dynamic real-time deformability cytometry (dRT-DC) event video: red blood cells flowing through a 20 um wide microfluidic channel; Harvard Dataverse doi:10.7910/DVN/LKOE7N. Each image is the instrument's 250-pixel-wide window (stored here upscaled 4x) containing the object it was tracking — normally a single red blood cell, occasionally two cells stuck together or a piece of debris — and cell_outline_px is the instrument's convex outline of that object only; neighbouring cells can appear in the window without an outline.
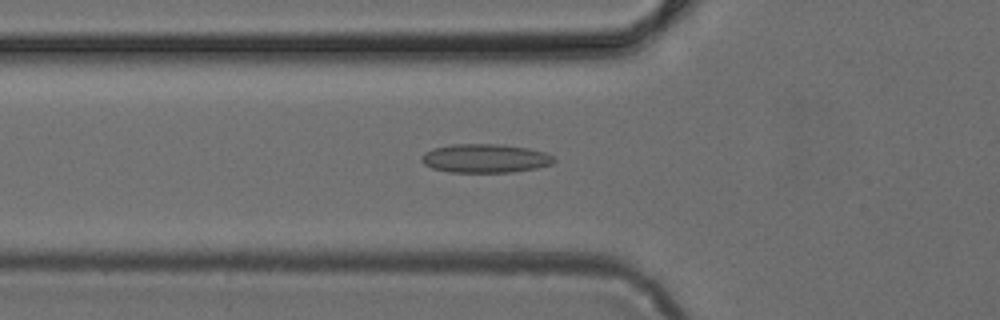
{"species": "common noctule bat (a hibernating species)", "species_latin": "Nyctalus noctula", "temperature_condition": "cold", "stored_images_in_passage": 44, "camera_frame_rate_fps": 3000, "um_per_image_px": 0.085, "animal": {"sex": "female", "body_mass_g": 24.6, "forearm_length_mm": 56.2}, "frame": {"image": 1, "passage_image": 13, "time_ms": 4.0, "image_size_px": [1000, 320], "cell_outline_px": [[556, 160], [552, 164], [536, 168], [512, 172], [448, 172], [432, 168], [424, 164], [420, 160], [420, 156], [424, 152], [432, 148], [452, 144], [496, 144], [528, 148], [544, 152], [552, 156]], "centroid_in_image_um": [41.19, 13.46], "position_along_channel_um": 84.6, "area_um2": 22.25}}
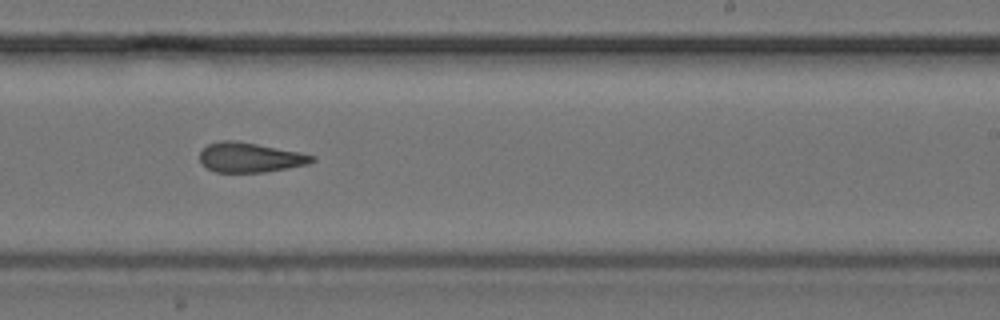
{"frame": {"image": 2, "passage_image": 26, "time_ms": 8.333, "image_size_px": [1000, 320], "cell_outline_px": [[316, 160], [308, 164], [288, 168], [264, 172], [216, 172], [200, 164], [200, 152], [208, 144], [220, 140], [236, 140], [300, 152], [316, 156]], "centroid_in_image_um": [21.25, 13.38], "position_along_channel_um": 267.7, "area_um2": 19.54}}
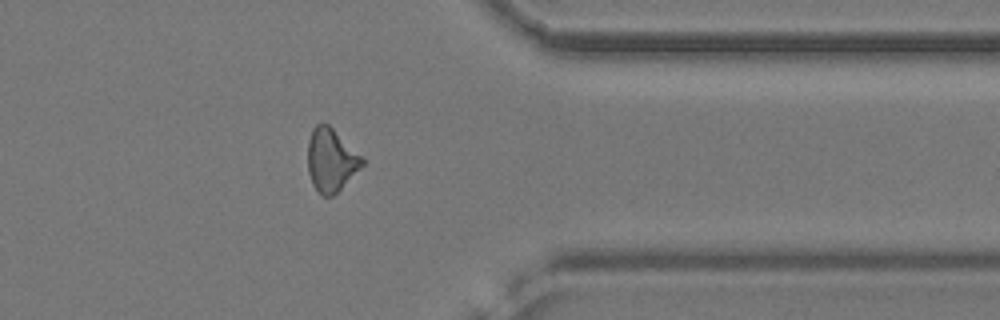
{"frame": {"image": 3, "passage_image": 35, "time_ms": 11.333, "image_size_px": [1000, 320], "cell_outline_px": [[364, 164], [332, 196], [324, 196], [312, 184], [308, 172], [308, 140], [312, 128], [316, 124], [328, 124], [364, 160]], "centroid_in_image_um": [28.09, 13.6], "position_along_channel_um": 383.3, "area_um2": 19.36}}